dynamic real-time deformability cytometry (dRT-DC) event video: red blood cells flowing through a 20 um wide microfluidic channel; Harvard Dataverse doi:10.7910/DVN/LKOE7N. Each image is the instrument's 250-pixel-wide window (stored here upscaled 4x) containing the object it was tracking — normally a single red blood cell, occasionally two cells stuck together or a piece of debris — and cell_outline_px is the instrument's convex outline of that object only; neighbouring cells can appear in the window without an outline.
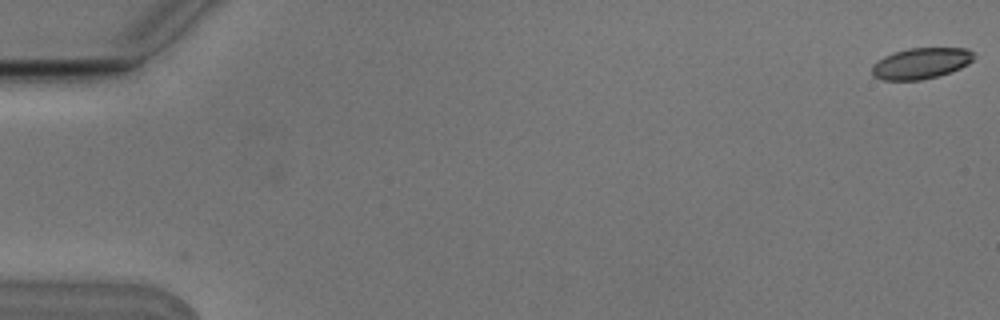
{"species": "Egyptian fruit bat (a non-hibernating species)", "species_latin": "Rousettus aegyptiacus", "temperature_condition": "cold", "stored_images_in_passage": 8, "camera_frame_rate_fps": 3000, "um_per_image_px": 0.085, "animal": {"sex": "male"}, "frame": {"image": 1, "passage_image": 1, "time_ms": 0.0, "image_size_px": [1000, 320], "cell_outline_px": [[976, 56], [968, 64], [960, 68], [936, 76], [920, 80], [884, 80], [872, 76], [872, 64], [876, 60], [892, 52], [908, 48], [968, 48]], "centroid_in_image_um": [78.24, 5.37], "position_along_channel_um": 6.8, "area_um2": 18.5}}
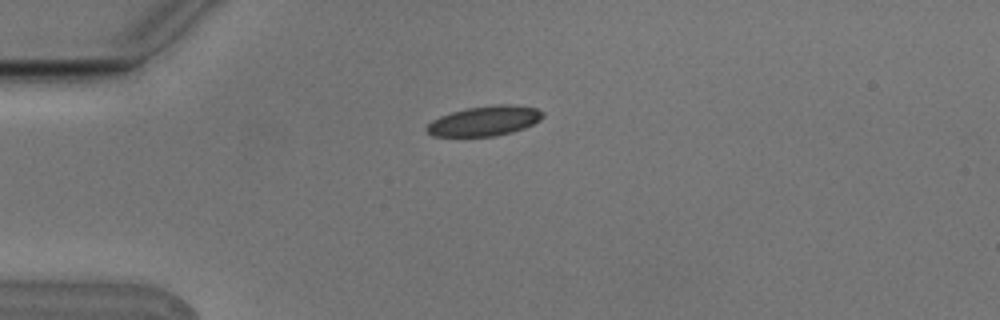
{"frame": {"image": 2, "passage_image": 5, "time_ms": 1.333, "image_size_px": [1000, 320], "cell_outline_px": [[544, 116], [540, 120], [524, 128], [512, 132], [496, 136], [432, 136], [424, 128], [432, 120], [440, 116], [452, 112], [468, 108], [492, 104], [512, 104], [536, 108], [544, 112]], "centroid_in_image_um": [41.2, 10.27], "position_along_channel_um": 43.8, "area_um2": 20.29}}
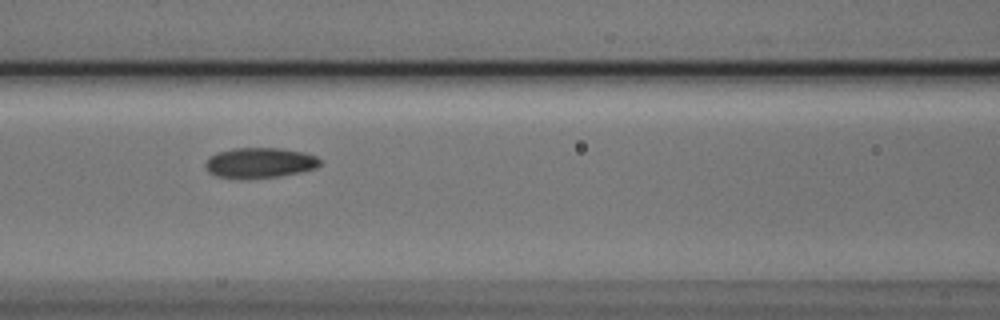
{"frame": {"image": 3, "passage_image": 8, "time_ms": 2.333, "image_size_px": [1000, 320], "cell_outline_px": [[320, 164], [316, 168], [300, 172], [280, 176], [216, 176], [208, 172], [204, 164], [208, 156], [216, 152], [232, 148], [280, 148], [304, 152], [316, 156], [320, 160]], "centroid_in_image_um": [22.07, 13.79], "position_along_channel_um": 144.5, "area_um2": 19.77}}